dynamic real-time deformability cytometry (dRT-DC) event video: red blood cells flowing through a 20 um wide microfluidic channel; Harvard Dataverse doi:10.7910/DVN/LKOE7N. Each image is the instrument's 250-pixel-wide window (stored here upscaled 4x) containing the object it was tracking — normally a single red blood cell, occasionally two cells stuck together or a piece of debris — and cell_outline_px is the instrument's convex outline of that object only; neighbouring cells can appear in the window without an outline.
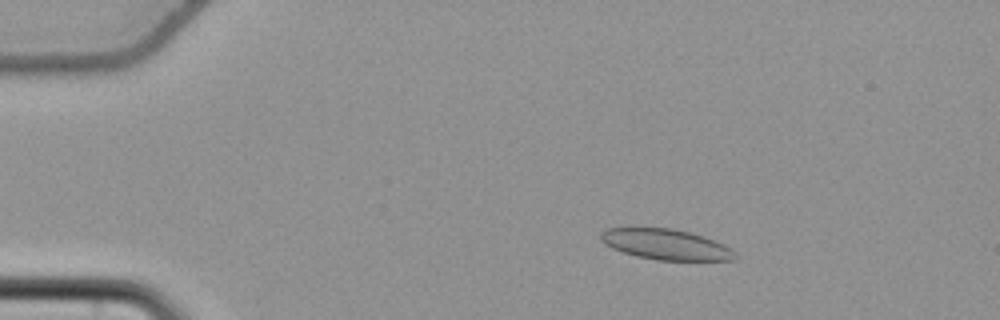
{"species": "common noctule bat (a hibernating species)", "species_latin": "Nyctalus noctula", "temperature_condition": "cold", "stored_images_in_passage": 57, "camera_frame_rate_fps": 3000, "um_per_image_px": 0.085, "animal": {"sex": "female", "body_mass_g": 22.7, "forearm_length_mm": 54.2}, "frame": {"image": 1, "passage_image": 11, "time_ms": 3.333, "image_size_px": [1000, 320], "cell_outline_px": [[736, 256], [732, 260], [656, 260], [636, 256], [612, 248], [604, 244], [600, 240], [600, 232], [608, 228], [672, 228], [704, 236], [724, 244], [732, 248], [736, 252]], "centroid_in_image_um": [56.6, 20.77], "position_along_channel_um": 28.4, "area_um2": 23.93}}
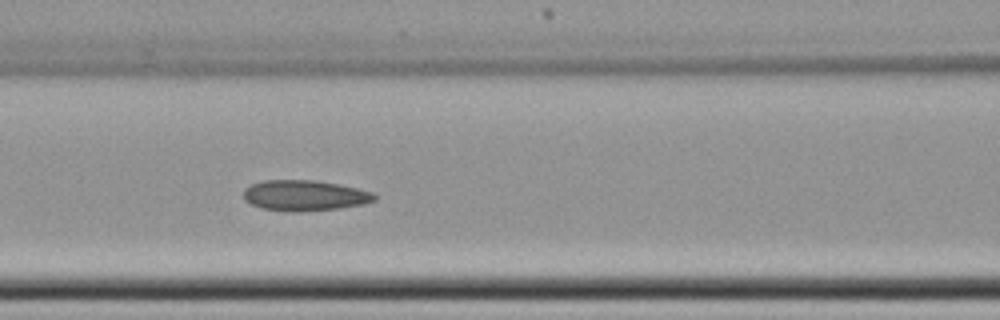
{"frame": {"image": 2, "passage_image": 26, "time_ms": 8.333, "image_size_px": [1000, 320], "cell_outline_px": [[376, 200], [364, 204], [336, 208], [260, 208], [244, 200], [244, 188], [252, 184], [264, 180], [316, 180], [356, 188], [372, 192], [376, 196]], "centroid_in_image_um": [25.9, 16.55], "position_along_channel_um": 140.7, "area_um2": 22.08}}
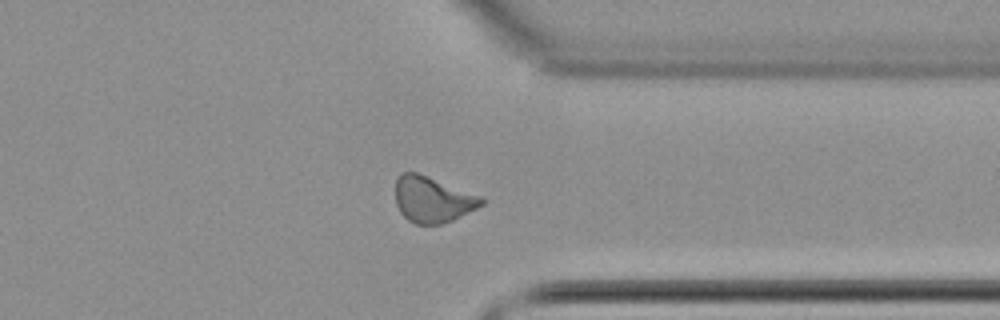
{"frame": {"image": 3, "passage_image": 45, "time_ms": 14.667, "image_size_px": [1000, 320], "cell_outline_px": [[484, 204], [444, 224], [416, 224], [408, 220], [400, 212], [396, 204], [396, 180], [400, 172], [416, 172], [480, 196], [484, 200]], "centroid_in_image_um": [36.73, 16.96], "position_along_channel_um": 374.7, "area_um2": 22.72}, "authors_computed_cell_mechanics": {"area_um2": 23.2356, "velocity_mm_per_s": 3.724, "shape_relaxation_time_tau1_ms": null, "shape_relaxation_time_tau2_ms": 3.3027, "deformation_change_tau1": null, "deformation_change_tau2": 0.1002}}